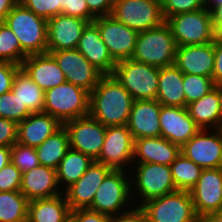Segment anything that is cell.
Wrapping results in <instances>:
<instances>
[{
	"label": "cell",
	"mask_w": 222,
	"mask_h": 222,
	"mask_svg": "<svg viewBox=\"0 0 222 222\" xmlns=\"http://www.w3.org/2000/svg\"><path fill=\"white\" fill-rule=\"evenodd\" d=\"M133 101L113 75H103L90 92L89 115L106 127L127 125Z\"/></svg>",
	"instance_id": "cell-1"
},
{
	"label": "cell",
	"mask_w": 222,
	"mask_h": 222,
	"mask_svg": "<svg viewBox=\"0 0 222 222\" xmlns=\"http://www.w3.org/2000/svg\"><path fill=\"white\" fill-rule=\"evenodd\" d=\"M177 44L169 25L141 31L138 34L132 60L158 68L175 64Z\"/></svg>",
	"instance_id": "cell-2"
},
{
	"label": "cell",
	"mask_w": 222,
	"mask_h": 222,
	"mask_svg": "<svg viewBox=\"0 0 222 222\" xmlns=\"http://www.w3.org/2000/svg\"><path fill=\"white\" fill-rule=\"evenodd\" d=\"M17 36L21 49L27 54L47 53V23L18 2L4 21Z\"/></svg>",
	"instance_id": "cell-3"
},
{
	"label": "cell",
	"mask_w": 222,
	"mask_h": 222,
	"mask_svg": "<svg viewBox=\"0 0 222 222\" xmlns=\"http://www.w3.org/2000/svg\"><path fill=\"white\" fill-rule=\"evenodd\" d=\"M133 166L136 168L135 170L132 168L131 171L134 172H130L131 197L132 201L134 200L135 203H137V201L139 202L135 204L136 206H141L148 200L161 197L177 190L172 179L171 167L169 165L134 163L132 167Z\"/></svg>",
	"instance_id": "cell-4"
},
{
	"label": "cell",
	"mask_w": 222,
	"mask_h": 222,
	"mask_svg": "<svg viewBox=\"0 0 222 222\" xmlns=\"http://www.w3.org/2000/svg\"><path fill=\"white\" fill-rule=\"evenodd\" d=\"M90 93L70 82L45 91L43 112L62 124L89 115Z\"/></svg>",
	"instance_id": "cell-5"
},
{
	"label": "cell",
	"mask_w": 222,
	"mask_h": 222,
	"mask_svg": "<svg viewBox=\"0 0 222 222\" xmlns=\"http://www.w3.org/2000/svg\"><path fill=\"white\" fill-rule=\"evenodd\" d=\"M112 75L132 96L133 100H156L158 67L126 59L116 63Z\"/></svg>",
	"instance_id": "cell-6"
},
{
	"label": "cell",
	"mask_w": 222,
	"mask_h": 222,
	"mask_svg": "<svg viewBox=\"0 0 222 222\" xmlns=\"http://www.w3.org/2000/svg\"><path fill=\"white\" fill-rule=\"evenodd\" d=\"M130 198H132L131 175L125 170H111L97 189L93 202L88 209L110 217L115 216L131 209L135 203H132ZM128 205H130L129 208H127Z\"/></svg>",
	"instance_id": "cell-7"
},
{
	"label": "cell",
	"mask_w": 222,
	"mask_h": 222,
	"mask_svg": "<svg viewBox=\"0 0 222 222\" xmlns=\"http://www.w3.org/2000/svg\"><path fill=\"white\" fill-rule=\"evenodd\" d=\"M165 22L169 25L177 46L203 45L213 42L217 37L207 8L176 14Z\"/></svg>",
	"instance_id": "cell-8"
},
{
	"label": "cell",
	"mask_w": 222,
	"mask_h": 222,
	"mask_svg": "<svg viewBox=\"0 0 222 222\" xmlns=\"http://www.w3.org/2000/svg\"><path fill=\"white\" fill-rule=\"evenodd\" d=\"M146 222H199L190 191L176 190L141 205Z\"/></svg>",
	"instance_id": "cell-9"
},
{
	"label": "cell",
	"mask_w": 222,
	"mask_h": 222,
	"mask_svg": "<svg viewBox=\"0 0 222 222\" xmlns=\"http://www.w3.org/2000/svg\"><path fill=\"white\" fill-rule=\"evenodd\" d=\"M111 16L137 32L165 22L161 0H114Z\"/></svg>",
	"instance_id": "cell-10"
},
{
	"label": "cell",
	"mask_w": 222,
	"mask_h": 222,
	"mask_svg": "<svg viewBox=\"0 0 222 222\" xmlns=\"http://www.w3.org/2000/svg\"><path fill=\"white\" fill-rule=\"evenodd\" d=\"M133 155L134 139L127 125L108 126L102 150L95 161L112 170H128L130 173Z\"/></svg>",
	"instance_id": "cell-11"
},
{
	"label": "cell",
	"mask_w": 222,
	"mask_h": 222,
	"mask_svg": "<svg viewBox=\"0 0 222 222\" xmlns=\"http://www.w3.org/2000/svg\"><path fill=\"white\" fill-rule=\"evenodd\" d=\"M68 134L69 148L90 156L99 157L105 140L106 126L90 115L63 123Z\"/></svg>",
	"instance_id": "cell-12"
},
{
	"label": "cell",
	"mask_w": 222,
	"mask_h": 222,
	"mask_svg": "<svg viewBox=\"0 0 222 222\" xmlns=\"http://www.w3.org/2000/svg\"><path fill=\"white\" fill-rule=\"evenodd\" d=\"M93 22L116 62L132 58L139 32L120 23L111 15L97 17Z\"/></svg>",
	"instance_id": "cell-13"
},
{
	"label": "cell",
	"mask_w": 222,
	"mask_h": 222,
	"mask_svg": "<svg viewBox=\"0 0 222 222\" xmlns=\"http://www.w3.org/2000/svg\"><path fill=\"white\" fill-rule=\"evenodd\" d=\"M181 153L202 169L222 168V129H201L181 147Z\"/></svg>",
	"instance_id": "cell-14"
},
{
	"label": "cell",
	"mask_w": 222,
	"mask_h": 222,
	"mask_svg": "<svg viewBox=\"0 0 222 222\" xmlns=\"http://www.w3.org/2000/svg\"><path fill=\"white\" fill-rule=\"evenodd\" d=\"M63 71L66 81L89 93L97 86L103 74L77 49L50 52Z\"/></svg>",
	"instance_id": "cell-15"
},
{
	"label": "cell",
	"mask_w": 222,
	"mask_h": 222,
	"mask_svg": "<svg viewBox=\"0 0 222 222\" xmlns=\"http://www.w3.org/2000/svg\"><path fill=\"white\" fill-rule=\"evenodd\" d=\"M190 193L199 218L222 211V168L203 169Z\"/></svg>",
	"instance_id": "cell-16"
},
{
	"label": "cell",
	"mask_w": 222,
	"mask_h": 222,
	"mask_svg": "<svg viewBox=\"0 0 222 222\" xmlns=\"http://www.w3.org/2000/svg\"><path fill=\"white\" fill-rule=\"evenodd\" d=\"M90 23L79 17L58 14L47 23V53L76 49L81 35Z\"/></svg>",
	"instance_id": "cell-17"
},
{
	"label": "cell",
	"mask_w": 222,
	"mask_h": 222,
	"mask_svg": "<svg viewBox=\"0 0 222 222\" xmlns=\"http://www.w3.org/2000/svg\"><path fill=\"white\" fill-rule=\"evenodd\" d=\"M112 169L94 161L73 185L63 192L71 211L91 206L96 191Z\"/></svg>",
	"instance_id": "cell-18"
},
{
	"label": "cell",
	"mask_w": 222,
	"mask_h": 222,
	"mask_svg": "<svg viewBox=\"0 0 222 222\" xmlns=\"http://www.w3.org/2000/svg\"><path fill=\"white\" fill-rule=\"evenodd\" d=\"M159 122L161 137L180 147L201 130L190 117L186 107L161 105Z\"/></svg>",
	"instance_id": "cell-19"
},
{
	"label": "cell",
	"mask_w": 222,
	"mask_h": 222,
	"mask_svg": "<svg viewBox=\"0 0 222 222\" xmlns=\"http://www.w3.org/2000/svg\"><path fill=\"white\" fill-rule=\"evenodd\" d=\"M161 104L157 100H134L127 122L133 139L161 136Z\"/></svg>",
	"instance_id": "cell-20"
},
{
	"label": "cell",
	"mask_w": 222,
	"mask_h": 222,
	"mask_svg": "<svg viewBox=\"0 0 222 222\" xmlns=\"http://www.w3.org/2000/svg\"><path fill=\"white\" fill-rule=\"evenodd\" d=\"M214 60V41L203 45L177 46L175 65L185 74L212 78Z\"/></svg>",
	"instance_id": "cell-21"
},
{
	"label": "cell",
	"mask_w": 222,
	"mask_h": 222,
	"mask_svg": "<svg viewBox=\"0 0 222 222\" xmlns=\"http://www.w3.org/2000/svg\"><path fill=\"white\" fill-rule=\"evenodd\" d=\"M76 49L103 75H112L116 61L101 39L99 29L90 22L84 29Z\"/></svg>",
	"instance_id": "cell-22"
},
{
	"label": "cell",
	"mask_w": 222,
	"mask_h": 222,
	"mask_svg": "<svg viewBox=\"0 0 222 222\" xmlns=\"http://www.w3.org/2000/svg\"><path fill=\"white\" fill-rule=\"evenodd\" d=\"M21 68L44 92L66 82L63 71L50 53L28 55Z\"/></svg>",
	"instance_id": "cell-23"
},
{
	"label": "cell",
	"mask_w": 222,
	"mask_h": 222,
	"mask_svg": "<svg viewBox=\"0 0 222 222\" xmlns=\"http://www.w3.org/2000/svg\"><path fill=\"white\" fill-rule=\"evenodd\" d=\"M20 192L29 200L51 198L63 193L56 169L39 165L22 174Z\"/></svg>",
	"instance_id": "cell-24"
},
{
	"label": "cell",
	"mask_w": 222,
	"mask_h": 222,
	"mask_svg": "<svg viewBox=\"0 0 222 222\" xmlns=\"http://www.w3.org/2000/svg\"><path fill=\"white\" fill-rule=\"evenodd\" d=\"M62 126L57 118L47 113H31L18 123L17 142L36 148Z\"/></svg>",
	"instance_id": "cell-25"
},
{
	"label": "cell",
	"mask_w": 222,
	"mask_h": 222,
	"mask_svg": "<svg viewBox=\"0 0 222 222\" xmlns=\"http://www.w3.org/2000/svg\"><path fill=\"white\" fill-rule=\"evenodd\" d=\"M181 153V147L158 136L134 140L133 163L171 165Z\"/></svg>",
	"instance_id": "cell-26"
},
{
	"label": "cell",
	"mask_w": 222,
	"mask_h": 222,
	"mask_svg": "<svg viewBox=\"0 0 222 222\" xmlns=\"http://www.w3.org/2000/svg\"><path fill=\"white\" fill-rule=\"evenodd\" d=\"M186 108L200 129H222V86H216Z\"/></svg>",
	"instance_id": "cell-27"
},
{
	"label": "cell",
	"mask_w": 222,
	"mask_h": 222,
	"mask_svg": "<svg viewBox=\"0 0 222 222\" xmlns=\"http://www.w3.org/2000/svg\"><path fill=\"white\" fill-rule=\"evenodd\" d=\"M184 73L174 64L159 68L156 100L163 106L185 107Z\"/></svg>",
	"instance_id": "cell-28"
},
{
	"label": "cell",
	"mask_w": 222,
	"mask_h": 222,
	"mask_svg": "<svg viewBox=\"0 0 222 222\" xmlns=\"http://www.w3.org/2000/svg\"><path fill=\"white\" fill-rule=\"evenodd\" d=\"M71 210L64 193L29 201L27 222H67Z\"/></svg>",
	"instance_id": "cell-29"
},
{
	"label": "cell",
	"mask_w": 222,
	"mask_h": 222,
	"mask_svg": "<svg viewBox=\"0 0 222 222\" xmlns=\"http://www.w3.org/2000/svg\"><path fill=\"white\" fill-rule=\"evenodd\" d=\"M93 162L94 160L90 156L69 148L56 168L57 180L61 190L64 192L65 188L67 189L78 181Z\"/></svg>",
	"instance_id": "cell-30"
},
{
	"label": "cell",
	"mask_w": 222,
	"mask_h": 222,
	"mask_svg": "<svg viewBox=\"0 0 222 222\" xmlns=\"http://www.w3.org/2000/svg\"><path fill=\"white\" fill-rule=\"evenodd\" d=\"M11 91L31 113L43 112L45 92L22 68L14 77Z\"/></svg>",
	"instance_id": "cell-31"
},
{
	"label": "cell",
	"mask_w": 222,
	"mask_h": 222,
	"mask_svg": "<svg viewBox=\"0 0 222 222\" xmlns=\"http://www.w3.org/2000/svg\"><path fill=\"white\" fill-rule=\"evenodd\" d=\"M35 149L41 165L56 169L69 149L68 134L64 126Z\"/></svg>",
	"instance_id": "cell-32"
},
{
	"label": "cell",
	"mask_w": 222,
	"mask_h": 222,
	"mask_svg": "<svg viewBox=\"0 0 222 222\" xmlns=\"http://www.w3.org/2000/svg\"><path fill=\"white\" fill-rule=\"evenodd\" d=\"M28 204L20 191H0V222H27Z\"/></svg>",
	"instance_id": "cell-33"
},
{
	"label": "cell",
	"mask_w": 222,
	"mask_h": 222,
	"mask_svg": "<svg viewBox=\"0 0 222 222\" xmlns=\"http://www.w3.org/2000/svg\"><path fill=\"white\" fill-rule=\"evenodd\" d=\"M177 190L190 191L200 178L202 168L180 153L170 165Z\"/></svg>",
	"instance_id": "cell-34"
},
{
	"label": "cell",
	"mask_w": 222,
	"mask_h": 222,
	"mask_svg": "<svg viewBox=\"0 0 222 222\" xmlns=\"http://www.w3.org/2000/svg\"><path fill=\"white\" fill-rule=\"evenodd\" d=\"M27 56L21 49L17 36L6 23L0 22V62H11L21 66Z\"/></svg>",
	"instance_id": "cell-35"
},
{
	"label": "cell",
	"mask_w": 222,
	"mask_h": 222,
	"mask_svg": "<svg viewBox=\"0 0 222 222\" xmlns=\"http://www.w3.org/2000/svg\"><path fill=\"white\" fill-rule=\"evenodd\" d=\"M183 86L185 94V107L202 98L213 90L216 85L211 77L185 74L183 75Z\"/></svg>",
	"instance_id": "cell-36"
},
{
	"label": "cell",
	"mask_w": 222,
	"mask_h": 222,
	"mask_svg": "<svg viewBox=\"0 0 222 222\" xmlns=\"http://www.w3.org/2000/svg\"><path fill=\"white\" fill-rule=\"evenodd\" d=\"M10 161L23 173L41 165L35 147L16 142L11 147Z\"/></svg>",
	"instance_id": "cell-37"
},
{
	"label": "cell",
	"mask_w": 222,
	"mask_h": 222,
	"mask_svg": "<svg viewBox=\"0 0 222 222\" xmlns=\"http://www.w3.org/2000/svg\"><path fill=\"white\" fill-rule=\"evenodd\" d=\"M30 114L31 112L12 91L0 95V117L19 123Z\"/></svg>",
	"instance_id": "cell-38"
},
{
	"label": "cell",
	"mask_w": 222,
	"mask_h": 222,
	"mask_svg": "<svg viewBox=\"0 0 222 222\" xmlns=\"http://www.w3.org/2000/svg\"><path fill=\"white\" fill-rule=\"evenodd\" d=\"M19 2L36 15L50 19L62 14L64 0H19Z\"/></svg>",
	"instance_id": "cell-39"
},
{
	"label": "cell",
	"mask_w": 222,
	"mask_h": 222,
	"mask_svg": "<svg viewBox=\"0 0 222 222\" xmlns=\"http://www.w3.org/2000/svg\"><path fill=\"white\" fill-rule=\"evenodd\" d=\"M161 7L165 21L176 14L206 8L205 0H161Z\"/></svg>",
	"instance_id": "cell-40"
},
{
	"label": "cell",
	"mask_w": 222,
	"mask_h": 222,
	"mask_svg": "<svg viewBox=\"0 0 222 222\" xmlns=\"http://www.w3.org/2000/svg\"><path fill=\"white\" fill-rule=\"evenodd\" d=\"M22 172L12 163L0 170V191H20Z\"/></svg>",
	"instance_id": "cell-41"
},
{
	"label": "cell",
	"mask_w": 222,
	"mask_h": 222,
	"mask_svg": "<svg viewBox=\"0 0 222 222\" xmlns=\"http://www.w3.org/2000/svg\"><path fill=\"white\" fill-rule=\"evenodd\" d=\"M62 14L79 17L93 22L95 17L89 12L86 0H64V9Z\"/></svg>",
	"instance_id": "cell-42"
},
{
	"label": "cell",
	"mask_w": 222,
	"mask_h": 222,
	"mask_svg": "<svg viewBox=\"0 0 222 222\" xmlns=\"http://www.w3.org/2000/svg\"><path fill=\"white\" fill-rule=\"evenodd\" d=\"M18 123L0 117V146L12 147L17 142Z\"/></svg>",
	"instance_id": "cell-43"
},
{
	"label": "cell",
	"mask_w": 222,
	"mask_h": 222,
	"mask_svg": "<svg viewBox=\"0 0 222 222\" xmlns=\"http://www.w3.org/2000/svg\"><path fill=\"white\" fill-rule=\"evenodd\" d=\"M20 68L11 62H0V95L11 91L14 77Z\"/></svg>",
	"instance_id": "cell-44"
},
{
	"label": "cell",
	"mask_w": 222,
	"mask_h": 222,
	"mask_svg": "<svg viewBox=\"0 0 222 222\" xmlns=\"http://www.w3.org/2000/svg\"><path fill=\"white\" fill-rule=\"evenodd\" d=\"M70 219L73 222H109L110 216L87 208L71 211Z\"/></svg>",
	"instance_id": "cell-45"
},
{
	"label": "cell",
	"mask_w": 222,
	"mask_h": 222,
	"mask_svg": "<svg viewBox=\"0 0 222 222\" xmlns=\"http://www.w3.org/2000/svg\"><path fill=\"white\" fill-rule=\"evenodd\" d=\"M134 207V208H133ZM120 214L111 216L109 222H146V215L141 206L133 205Z\"/></svg>",
	"instance_id": "cell-46"
},
{
	"label": "cell",
	"mask_w": 222,
	"mask_h": 222,
	"mask_svg": "<svg viewBox=\"0 0 222 222\" xmlns=\"http://www.w3.org/2000/svg\"><path fill=\"white\" fill-rule=\"evenodd\" d=\"M89 12L95 17L111 15L114 0H86Z\"/></svg>",
	"instance_id": "cell-47"
},
{
	"label": "cell",
	"mask_w": 222,
	"mask_h": 222,
	"mask_svg": "<svg viewBox=\"0 0 222 222\" xmlns=\"http://www.w3.org/2000/svg\"><path fill=\"white\" fill-rule=\"evenodd\" d=\"M214 55L212 79L216 86H222V40L218 37L214 40Z\"/></svg>",
	"instance_id": "cell-48"
},
{
	"label": "cell",
	"mask_w": 222,
	"mask_h": 222,
	"mask_svg": "<svg viewBox=\"0 0 222 222\" xmlns=\"http://www.w3.org/2000/svg\"><path fill=\"white\" fill-rule=\"evenodd\" d=\"M210 13L214 31L218 34L222 30V4L213 7Z\"/></svg>",
	"instance_id": "cell-49"
},
{
	"label": "cell",
	"mask_w": 222,
	"mask_h": 222,
	"mask_svg": "<svg viewBox=\"0 0 222 222\" xmlns=\"http://www.w3.org/2000/svg\"><path fill=\"white\" fill-rule=\"evenodd\" d=\"M19 0H0V22H4L8 13L14 8Z\"/></svg>",
	"instance_id": "cell-50"
},
{
	"label": "cell",
	"mask_w": 222,
	"mask_h": 222,
	"mask_svg": "<svg viewBox=\"0 0 222 222\" xmlns=\"http://www.w3.org/2000/svg\"><path fill=\"white\" fill-rule=\"evenodd\" d=\"M11 147L0 146V170L10 161Z\"/></svg>",
	"instance_id": "cell-51"
},
{
	"label": "cell",
	"mask_w": 222,
	"mask_h": 222,
	"mask_svg": "<svg viewBox=\"0 0 222 222\" xmlns=\"http://www.w3.org/2000/svg\"><path fill=\"white\" fill-rule=\"evenodd\" d=\"M199 222H222V211L206 214L199 218Z\"/></svg>",
	"instance_id": "cell-52"
},
{
	"label": "cell",
	"mask_w": 222,
	"mask_h": 222,
	"mask_svg": "<svg viewBox=\"0 0 222 222\" xmlns=\"http://www.w3.org/2000/svg\"><path fill=\"white\" fill-rule=\"evenodd\" d=\"M220 4H222V0H205V6L209 10Z\"/></svg>",
	"instance_id": "cell-53"
},
{
	"label": "cell",
	"mask_w": 222,
	"mask_h": 222,
	"mask_svg": "<svg viewBox=\"0 0 222 222\" xmlns=\"http://www.w3.org/2000/svg\"><path fill=\"white\" fill-rule=\"evenodd\" d=\"M217 37L222 40V30L217 34Z\"/></svg>",
	"instance_id": "cell-54"
}]
</instances>
